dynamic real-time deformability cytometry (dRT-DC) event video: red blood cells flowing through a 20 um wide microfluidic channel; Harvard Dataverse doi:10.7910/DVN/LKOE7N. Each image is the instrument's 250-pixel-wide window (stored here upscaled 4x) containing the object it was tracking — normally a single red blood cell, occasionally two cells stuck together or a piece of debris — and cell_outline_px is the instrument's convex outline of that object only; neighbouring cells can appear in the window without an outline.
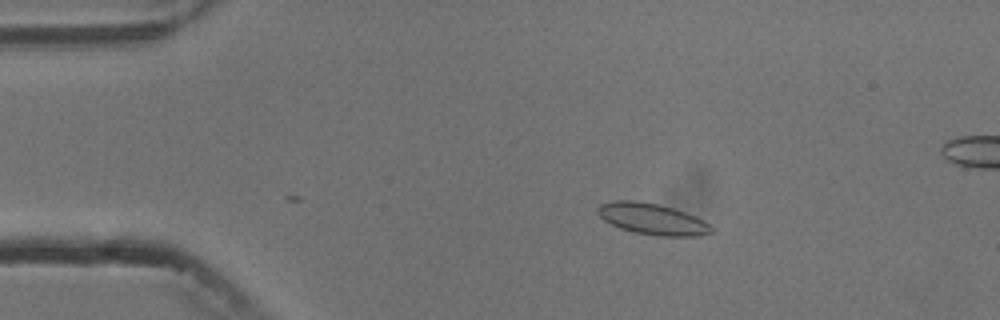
{"species": "common noctule bat (a hibernating species)", "species_latin": "Nyctalus noctula", "temperature_condition": "cold", "stored_images_in_passage": 5, "segment_of_instrument_passage": [1, 2], "camera_frame_rate_fps": 3000, "um_per_image_px": 0.085, "animal": {"sex": "male", "body_mass_g": 13.3}, "frame": {"image": 1, "passage_image": 3, "time_ms": 2.333, "image_size_px": [1000, 320], "cell_outline_px": [[716, 232], [700, 236], [656, 236], [632, 232], [620, 228], [604, 220], [600, 216], [596, 208], [600, 204], [616, 200], [636, 200], [656, 204], [672, 208], [696, 216], [704, 220]], "centroid_in_image_um": [55.46, 18.63], "position_along_channel_um": 29.5, "area_um2": 20.75}}